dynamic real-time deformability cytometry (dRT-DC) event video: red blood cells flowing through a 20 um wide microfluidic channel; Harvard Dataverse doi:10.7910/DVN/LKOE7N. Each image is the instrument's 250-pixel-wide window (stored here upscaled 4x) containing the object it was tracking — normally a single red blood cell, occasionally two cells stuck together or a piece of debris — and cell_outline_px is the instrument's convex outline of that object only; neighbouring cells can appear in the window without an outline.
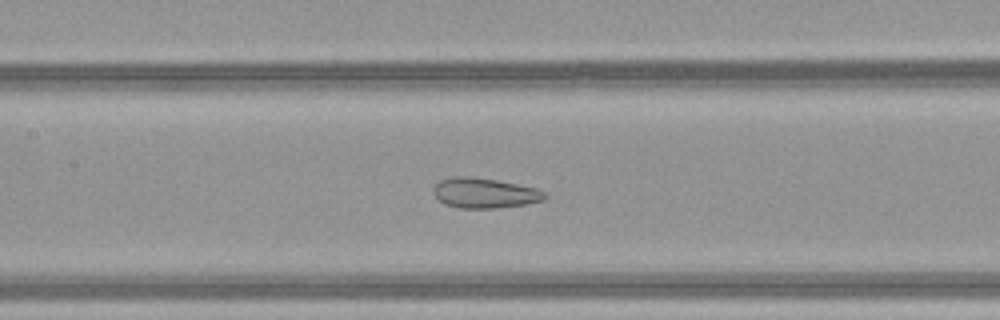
{"species": "common noctule bat (a hibernating species)", "species_latin": "Nyctalus noctula", "temperature_condition": "warm", "stored_images_in_passage": 52, "camera_frame_rate_fps": 3000, "um_per_image_px": 0.085, "animal": {"sex": "female", "body_mass_g": 21.9}, "frame": {"image": 1, "passage_image": 26, "time_ms": 8.333, "image_size_px": [1000, 320], "cell_outline_px": [[548, 196], [544, 200], [528, 204], [496, 208], [460, 208], [444, 204], [432, 192], [432, 188], [440, 180], [456, 176], [472, 176], [496, 180], [536, 188], [544, 192]], "centroid_in_image_um": [41.19, 16.41], "position_along_channel_um": 166.2, "area_um2": 19.59}}
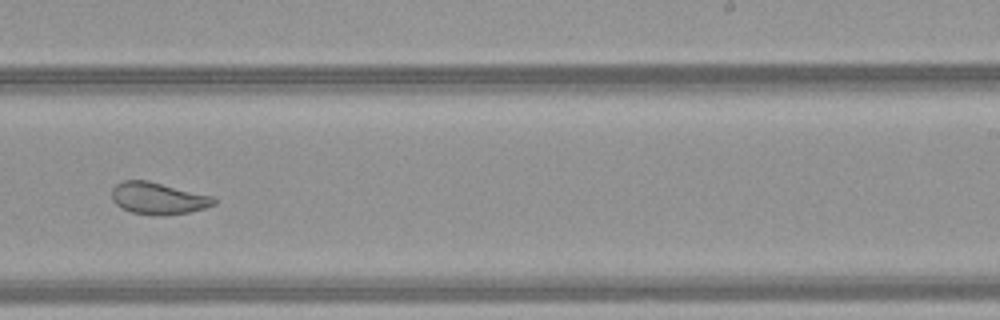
{"frame": {"image": 2, "passage_image": 34, "time_ms": 11.0, "image_size_px": [1000, 320], "cell_outline_px": [[216, 204], [204, 208], [188, 212], [160, 216], [152, 216], [132, 212], [120, 208], [112, 200], [112, 188], [116, 184], [124, 180], [148, 180], [212, 196], [216, 200]], "centroid_in_image_um": [13.41, 16.86], "position_along_channel_um": 275.6, "area_um2": 19.07}}
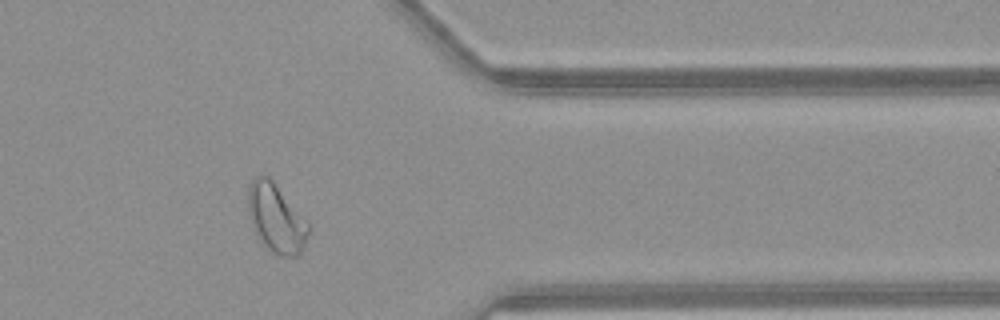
{"frame": {"image": 3, "passage_image": 43, "time_ms": 14.0, "image_size_px": [1000, 320], "cell_outline_px": [[312, 228], [304, 248], [296, 256], [280, 256], [272, 252], [256, 236], [248, 212], [248, 184], [260, 172], [268, 176], [272, 180], [308, 220]], "centroid_in_image_um": [23.5, 18.53], "position_along_channel_um": 387.9, "area_um2": 24.62}, "authors_computed_cell_mechanics": {"area_um2": 25.7788, "velocity_mm_per_s": 4.1189, "shape_relaxation_time_tau1_ms": null, "shape_relaxation_time_tau2_ms": 1.3039, "deformation_change_tau1": null, "deformation_change_tau2": 0.08}}